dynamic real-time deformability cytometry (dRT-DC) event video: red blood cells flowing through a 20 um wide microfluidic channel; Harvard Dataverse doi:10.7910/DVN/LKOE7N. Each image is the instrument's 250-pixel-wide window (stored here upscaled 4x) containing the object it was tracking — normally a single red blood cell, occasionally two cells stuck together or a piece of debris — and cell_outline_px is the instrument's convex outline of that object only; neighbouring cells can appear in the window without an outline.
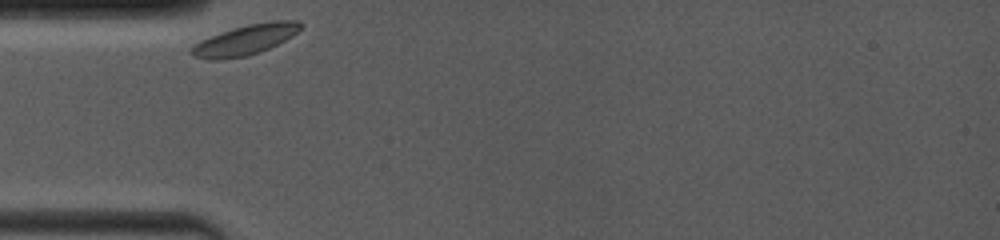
{"species": "common noctule bat (a hibernating species)", "species_latin": "Nyctalus noctula", "temperature_condition": "room temperature", "stored_images_in_passage": 31, "camera_frame_rate_fps": 4000, "um_per_image_px": 0.085, "animal": {"sex": "female", "body_mass_g": 19.0, "forearm_length_mm": 53.3}, "frame": {"image": 1, "passage_image": 1, "time_ms": 0.0, "image_size_px": [1000, 240], "cell_outline_px": [[304, 24], [292, 36], [260, 52], [248, 56], [220, 60], [208, 60], [192, 56], [188, 52], [200, 40], [220, 32], [232, 28], [248, 24], [272, 20], [300, 20]], "centroid_in_image_um": [20.83, 3.39], "position_along_channel_um": 64.2, "area_um2": 19.36}}
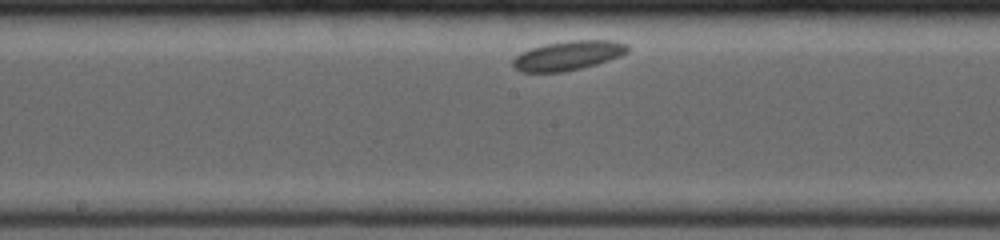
{"frame": {"image": 2, "passage_image": 18, "time_ms": 4.0, "image_size_px": [1000, 240], "cell_outline_px": [[632, 48], [628, 52], [620, 56], [596, 64], [564, 72], [520, 72], [512, 64], [512, 60], [520, 52], [544, 44], [568, 40], [616, 40], [628, 44]], "centroid_in_image_um": [48.32, 4.7], "position_along_channel_um": 199.9, "area_um2": 19.83}}
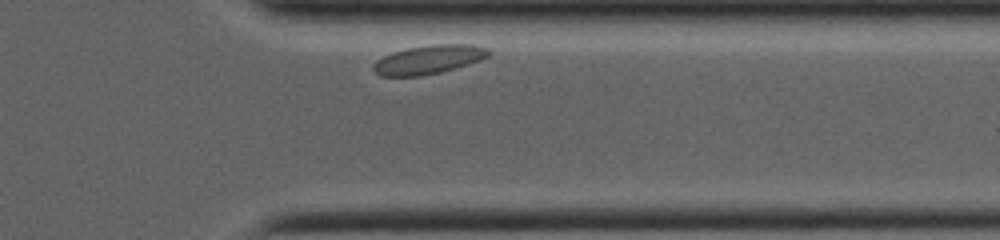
{"frame": {"image": 3, "passage_image": 30, "time_ms": 9.0, "image_size_px": [1000, 240], "cell_outline_px": [[492, 52], [488, 56], [480, 60], [468, 64], [440, 72], [420, 76], [380, 76], [372, 68], [372, 64], [376, 60], [392, 52], [408, 48], [432, 44], [476, 44], [488, 48]], "centroid_in_image_um": [36.45, 5.05], "position_along_channel_um": 375.0, "area_um2": 19.42}, "authors_computed_cell_mechanics": {"area_um2": 19.2474, "velocity_mm_per_s": 3.4282, "shape_relaxation_time_tau1_ms": 2.3121, "shape_relaxation_time_tau2_ms": null, "deformation_change_tau1": 0.0291, "deformation_change_tau2": null}}